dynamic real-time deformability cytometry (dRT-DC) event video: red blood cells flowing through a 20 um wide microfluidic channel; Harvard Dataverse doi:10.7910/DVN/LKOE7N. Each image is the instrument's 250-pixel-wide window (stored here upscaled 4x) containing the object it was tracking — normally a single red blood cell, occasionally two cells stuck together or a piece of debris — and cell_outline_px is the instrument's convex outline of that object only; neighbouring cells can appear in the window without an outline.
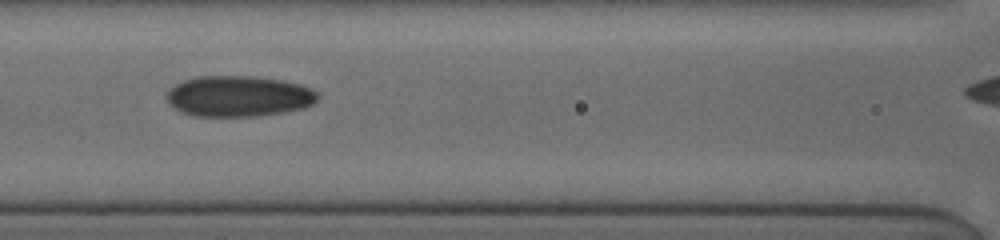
{"species": "human", "species_latin": "Homo sapiens", "temperature_condition": "cold", "stored_images_in_passage": 19, "camera_frame_rate_fps": 3000, "um_per_image_px": 0.085, "donor": {"sex": "female"}, "frame": {"image": 1, "passage_image": 4, "time_ms": 3.0, "image_size_px": [1000, 240], "cell_outline_px": [[320, 96], [312, 104], [304, 108], [284, 112], [256, 116], [192, 116], [180, 112], [168, 100], [168, 92], [176, 84], [184, 80], [196, 76], [256, 76], [284, 80], [300, 84], [312, 88]], "centroid_in_image_um": [20.33, 8.17], "position_along_channel_um": 146.3, "area_um2": 36.01}}
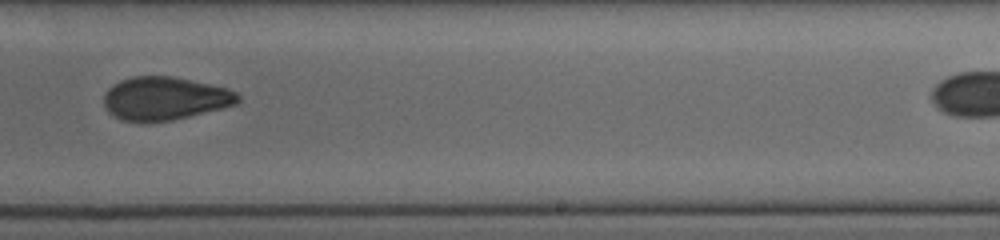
{"frame": {"image": 2, "passage_image": 10, "time_ms": 6.333, "image_size_px": [1000, 240], "cell_outline_px": [[240, 100], [236, 104], [172, 120], [120, 120], [108, 112], [104, 104], [104, 92], [112, 84], [120, 80], [132, 76], [172, 76], [228, 88], [236, 92], [240, 96]], "centroid_in_image_um": [13.98, 8.34], "position_along_channel_um": 275.0, "area_um2": 33.35}}
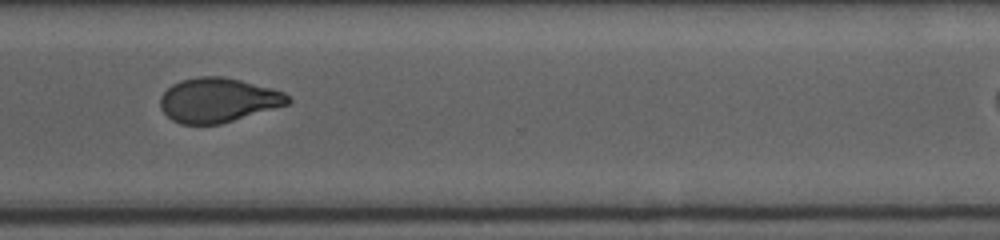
{"frame": {"image": 3, "passage_image": 14, "time_ms": 8.333, "image_size_px": [1000, 240], "cell_outline_px": [[292, 100], [288, 104], [220, 124], [180, 124], [172, 120], [160, 108], [160, 96], [172, 84], [180, 80], [200, 76], [224, 76], [240, 80], [284, 92]], "centroid_in_image_um": [18.5, 8.5], "position_along_channel_um": 352.1, "area_um2": 32.83}}